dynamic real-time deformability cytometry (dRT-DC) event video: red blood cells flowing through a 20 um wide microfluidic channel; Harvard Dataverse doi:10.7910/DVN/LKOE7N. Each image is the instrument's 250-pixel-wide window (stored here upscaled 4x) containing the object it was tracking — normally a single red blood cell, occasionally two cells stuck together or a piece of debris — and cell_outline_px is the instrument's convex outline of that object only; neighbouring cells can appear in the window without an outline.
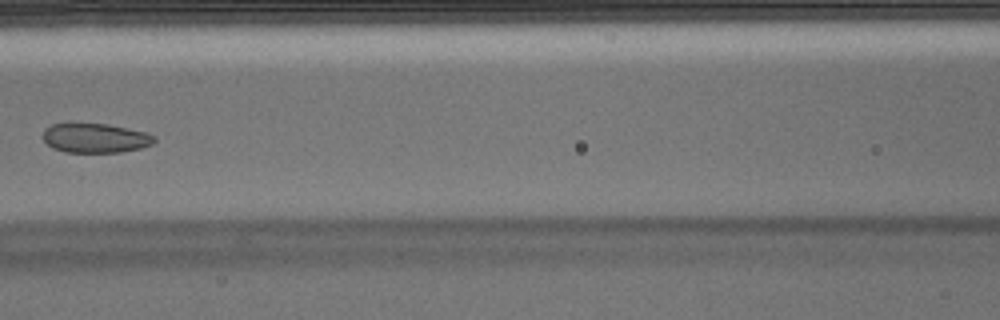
{"species": "Egyptian fruit bat (a non-hibernating species)", "species_latin": "Rousettus aegyptiacus", "temperature_condition": "warm", "stored_images_in_passage": 7, "camera_frame_rate_fps": 3000, "um_per_image_px": 0.085, "animal": {"sex": "male"}, "frame": {"image": 1, "passage_image": 7, "time_ms": 2.0, "image_size_px": [1000, 320], "cell_outline_px": [[156, 140], [152, 144], [140, 148], [120, 152], [64, 152], [52, 148], [44, 140], [44, 128], [52, 124], [108, 124], [144, 132], [156, 136]], "centroid_in_image_um": [8.1, 11.74], "position_along_channel_um": 158.5, "area_um2": 18.9}}